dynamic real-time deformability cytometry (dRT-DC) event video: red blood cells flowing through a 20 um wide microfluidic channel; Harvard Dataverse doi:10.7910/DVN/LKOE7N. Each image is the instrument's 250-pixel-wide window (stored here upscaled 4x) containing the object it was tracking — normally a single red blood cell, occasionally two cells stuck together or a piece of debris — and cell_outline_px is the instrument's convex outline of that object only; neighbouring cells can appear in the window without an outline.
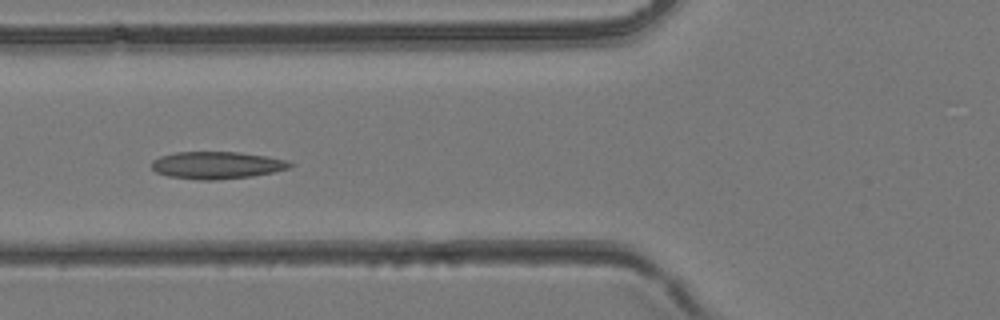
{"species": "common noctule bat (a hibernating species)", "species_latin": "Nyctalus noctula", "temperature_condition": "room temperature", "stored_images_in_passage": 43, "camera_frame_rate_fps": 3000, "um_per_image_px": 0.085, "animal": {"sex": "female", "body_mass_g": 24.6, "forearm_length_mm": 56.2}, "frame": {"image": 1, "passage_image": 16, "time_ms": 5.0, "image_size_px": [1000, 320], "cell_outline_px": [[292, 164], [288, 168], [272, 172], [252, 176], [216, 180], [196, 180], [168, 176], [156, 172], [152, 168], [152, 160], [160, 156], [176, 152], [240, 152], [288, 160]], "centroid_in_image_um": [18.39, 14.04], "position_along_channel_um": 107.4, "area_um2": 21.91}}
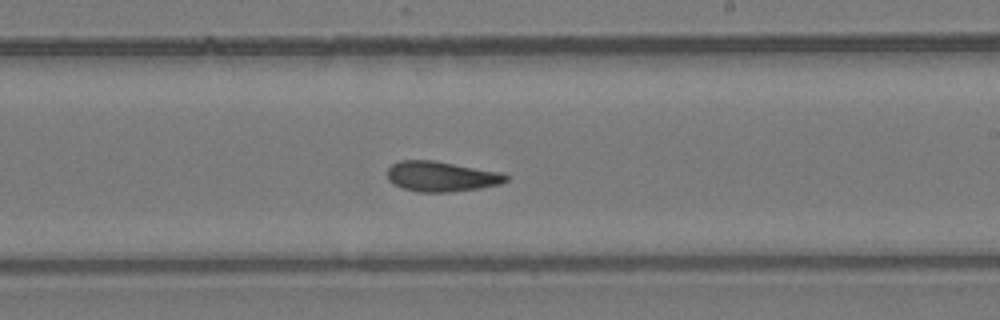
{"frame": {"image": 2, "passage_image": 25, "time_ms": 8.0, "image_size_px": [1000, 320], "cell_outline_px": [[508, 180], [500, 184], [480, 188], [448, 192], [416, 192], [392, 184], [388, 180], [388, 168], [392, 164], [400, 160], [432, 160], [500, 172], [508, 176]], "centroid_in_image_um": [37.49, 15.0], "position_along_channel_um": 251.5, "area_um2": 20.81}}
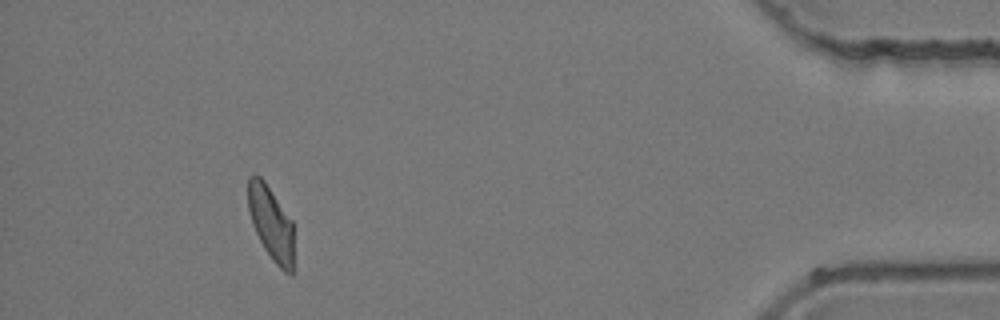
{"frame": {"image": 3, "passage_image": 39, "time_ms": 12.667, "image_size_px": [1000, 320], "cell_outline_px": [[292, 276], [284, 272], [272, 260], [264, 248], [252, 224], [248, 208], [248, 176], [256, 172], [264, 180], [292, 220]], "centroid_in_image_um": [23.01, 18.93], "position_along_channel_um": 412.2, "area_um2": 19.59}}